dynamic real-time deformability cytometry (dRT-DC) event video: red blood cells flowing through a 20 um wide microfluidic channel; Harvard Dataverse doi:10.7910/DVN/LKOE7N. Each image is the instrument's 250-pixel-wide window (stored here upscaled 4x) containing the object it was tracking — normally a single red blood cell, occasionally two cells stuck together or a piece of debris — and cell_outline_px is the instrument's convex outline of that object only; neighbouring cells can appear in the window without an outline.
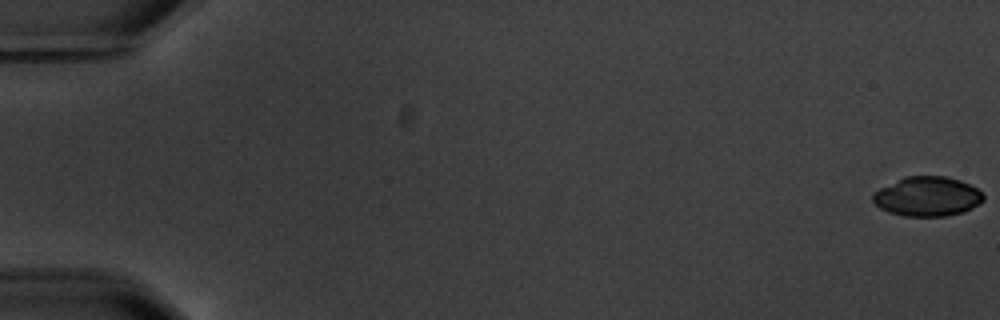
{"species": "common noctule bat (a hibernating species)", "species_latin": "Nyctalus noctula", "temperature_condition": "warm", "stored_images_in_passage": 5, "camera_frame_rate_fps": 3000, "um_per_image_px": 0.085, "animal": {"sex": "male", "body_mass_g": 20.1, "forearm_length_mm": 53.5}, "frame": {"image": 1, "passage_image": 1, "time_ms": 0.0, "image_size_px": [1000, 320], "cell_outline_px": [[984, 200], [980, 204], [964, 212], [944, 216], [904, 216], [888, 212], [880, 208], [872, 200], [872, 192], [904, 176], [944, 176], [960, 180], [976, 188], [984, 196]], "centroid_in_image_um": [78.81, 16.7], "position_along_channel_um": 6.2, "area_um2": 25.55}}
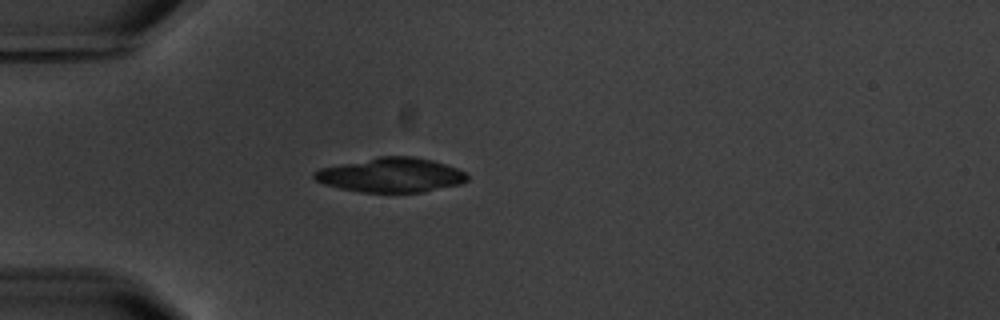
{"frame": {"image": 2, "passage_image": 5, "time_ms": 5.667, "image_size_px": [1000, 320], "cell_outline_px": [[468, 180], [460, 184], [424, 192], [360, 192], [340, 188], [324, 184], [316, 180], [312, 176], [312, 172], [320, 168], [380, 156], [412, 156], [432, 160], [456, 168], [464, 172], [468, 176]], "centroid_in_image_um": [33.23, 14.88], "position_along_channel_um": 51.8, "area_um2": 30.58}}